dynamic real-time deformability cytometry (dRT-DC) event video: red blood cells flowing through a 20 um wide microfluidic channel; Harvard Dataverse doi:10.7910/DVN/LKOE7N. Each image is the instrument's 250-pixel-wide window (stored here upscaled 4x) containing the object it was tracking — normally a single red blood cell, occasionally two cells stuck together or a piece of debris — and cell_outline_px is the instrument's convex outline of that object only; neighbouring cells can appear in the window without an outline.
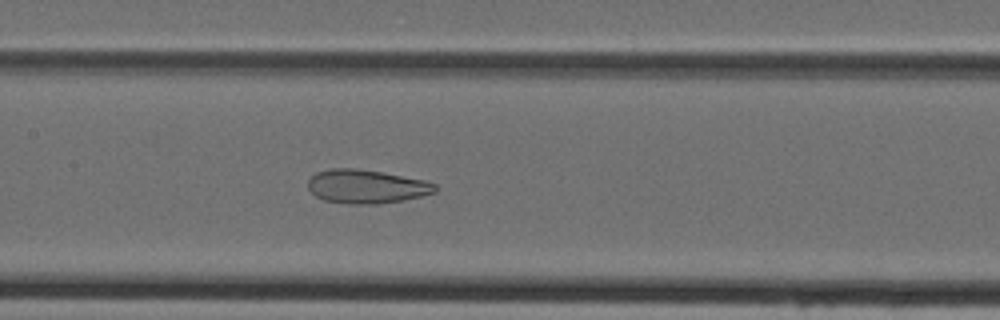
{"species": "Egyptian fruit bat (a non-hibernating species)", "species_latin": "Rousettus aegyptiacus", "temperature_condition": "cold", "stored_images_in_passage": 42, "camera_frame_rate_fps": 3000, "um_per_image_px": 0.085, "animal": {"sex": "female"}, "frame": {"image": 1, "passage_image": 18, "time_ms": 5.667, "image_size_px": [1000, 320], "cell_outline_px": [[436, 192], [404, 200], [380, 204], [348, 204], [324, 200], [316, 196], [308, 188], [308, 180], [316, 172], [332, 168], [356, 168], [380, 172], [424, 180], [436, 184]], "centroid_in_image_um": [31.13, 15.86], "position_along_channel_um": 176.3, "area_um2": 24.91}}
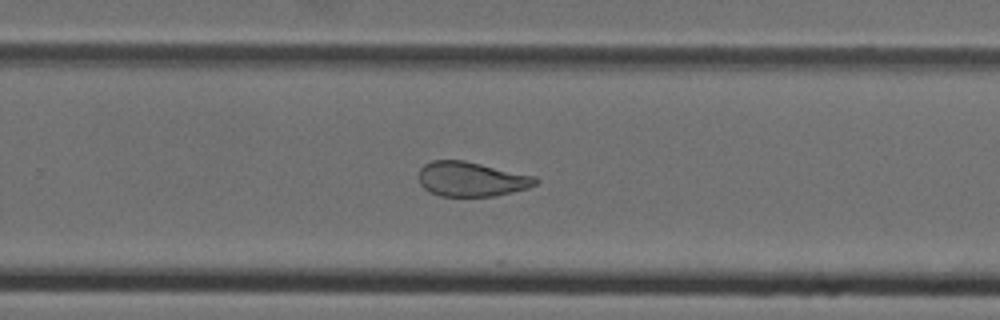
{"frame": {"image": 2, "passage_image": 26, "time_ms": 8.333, "image_size_px": [1000, 320], "cell_outline_px": [[540, 180], [536, 184], [528, 188], [512, 192], [492, 196], [440, 196], [424, 188], [420, 184], [420, 168], [424, 164], [432, 160], [464, 160], [536, 176]], "centroid_in_image_um": [40.09, 15.22], "position_along_channel_um": 289.7, "area_um2": 23.52}}
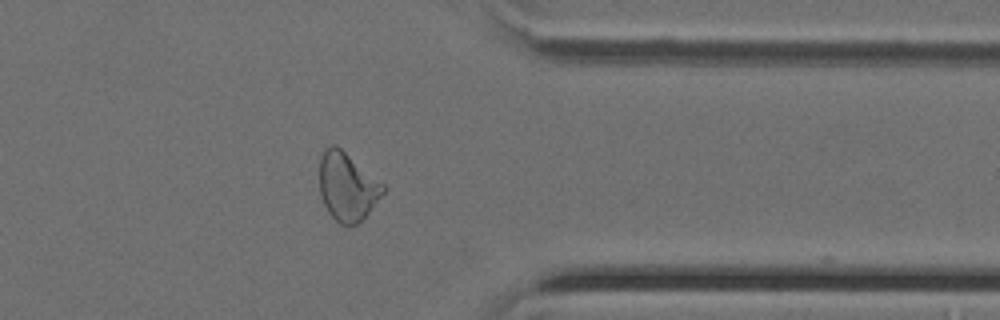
{"frame": {"image": 3, "passage_image": 33, "time_ms": 10.667, "image_size_px": [1000, 320], "cell_outline_px": [[388, 188], [368, 212], [356, 224], [340, 224], [328, 212], [320, 196], [320, 156], [332, 144], [336, 144], [384, 184]], "centroid_in_image_um": [29.52, 15.85], "position_along_channel_um": 381.9, "area_um2": 24.97}}